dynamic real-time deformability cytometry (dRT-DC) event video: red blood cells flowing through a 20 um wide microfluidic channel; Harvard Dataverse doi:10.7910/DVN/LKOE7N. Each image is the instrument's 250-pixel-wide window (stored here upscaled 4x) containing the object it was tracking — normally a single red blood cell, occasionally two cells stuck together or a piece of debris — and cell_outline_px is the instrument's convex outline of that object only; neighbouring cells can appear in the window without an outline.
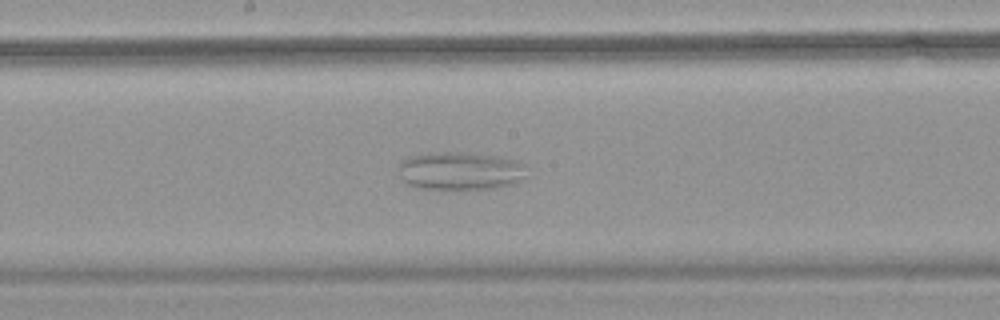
{"species": "common noctule bat (a hibernating species)", "species_latin": "Nyctalus noctula", "temperature_condition": "warm", "stored_images_in_passage": 51, "camera_frame_rate_fps": 3000, "um_per_image_px": 0.085, "animal": {"sex": "female", "body_mass_g": 18.4}, "frame": {"image": 1, "passage_image": 25, "time_ms": 8.0, "image_size_px": [1000, 320], "cell_outline_px": [[524, 176], [516, 184], [496, 188], [424, 188], [408, 184], [404, 180], [400, 168], [400, 160], [412, 156], [432, 152], [464, 152], [496, 156], [516, 160], [524, 164]], "centroid_in_image_um": [39.16, 14.51], "position_along_channel_um": 209.0, "area_um2": 27.98}}
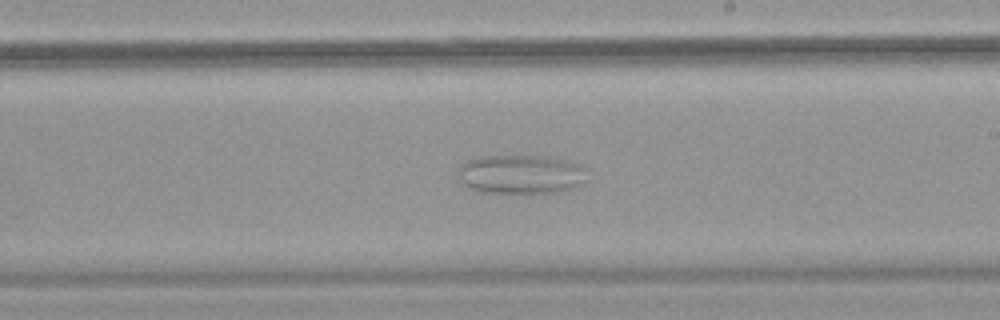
{"frame": {"image": 2, "passage_image": 28, "time_ms": 9.0, "image_size_px": [1000, 320], "cell_outline_px": [[588, 168], [584, 184], [572, 188], [552, 192], [484, 192], [472, 188], [464, 184], [460, 180], [456, 168], [460, 164], [468, 160], [480, 156], [548, 156], [580, 164]], "centroid_in_image_um": [44.29, 14.79], "position_along_channel_um": 244.7, "area_um2": 29.42}}
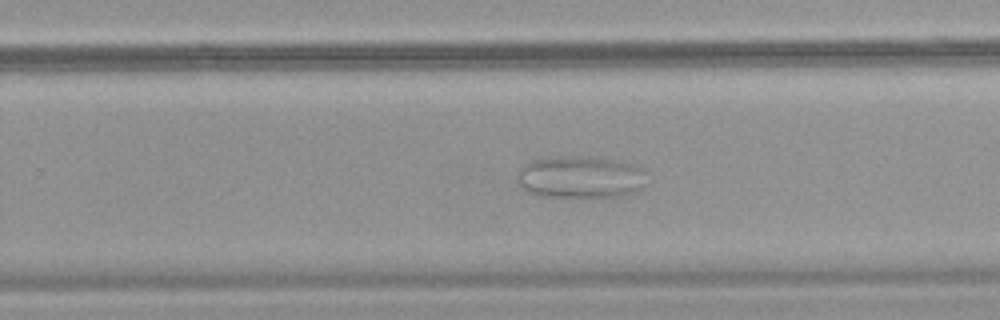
{"frame": {"image": 3, "passage_image": 31, "time_ms": 10.0, "image_size_px": [1000, 320], "cell_outline_px": [[644, 188], [636, 192], [624, 196], [536, 196], [528, 192], [516, 184], [516, 176], [520, 168], [524, 164], [532, 160], [552, 156], [600, 156], [636, 164], [640, 168]], "centroid_in_image_um": [49.27, 15.03], "position_along_channel_um": 280.5, "area_um2": 32.31}}